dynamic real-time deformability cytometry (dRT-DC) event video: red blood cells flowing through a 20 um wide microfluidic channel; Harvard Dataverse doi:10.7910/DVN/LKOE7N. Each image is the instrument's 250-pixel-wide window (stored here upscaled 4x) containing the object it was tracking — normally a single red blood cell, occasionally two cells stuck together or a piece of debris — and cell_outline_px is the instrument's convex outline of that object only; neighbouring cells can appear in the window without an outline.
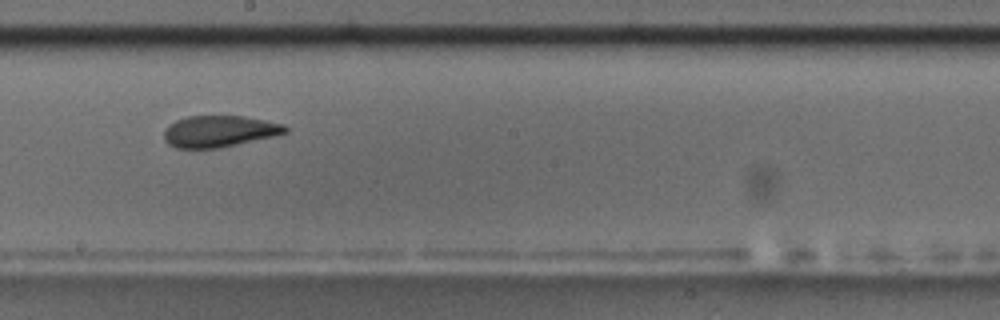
{"species": "common noctule bat (a hibernating species)", "species_latin": "Nyctalus noctula", "temperature_condition": "room temperature", "stored_images_in_passage": 16, "camera_frame_rate_fps": 3000, "um_per_image_px": 0.085, "animal": {"sex": "male", "body_mass_g": 17.5, "forearm_length_mm": 52.3}, "frame": {"image": 1, "passage_image": 10, "time_ms": 11.333, "image_size_px": [1000, 320], "cell_outline_px": [[288, 132], [276, 136], [220, 148], [176, 148], [168, 144], [164, 140], [164, 128], [168, 124], [176, 120], [188, 116], [244, 116], [284, 124], [288, 128]], "centroid_in_image_um": [18.63, 11.16], "position_along_channel_um": 229.6, "area_um2": 22.48}}